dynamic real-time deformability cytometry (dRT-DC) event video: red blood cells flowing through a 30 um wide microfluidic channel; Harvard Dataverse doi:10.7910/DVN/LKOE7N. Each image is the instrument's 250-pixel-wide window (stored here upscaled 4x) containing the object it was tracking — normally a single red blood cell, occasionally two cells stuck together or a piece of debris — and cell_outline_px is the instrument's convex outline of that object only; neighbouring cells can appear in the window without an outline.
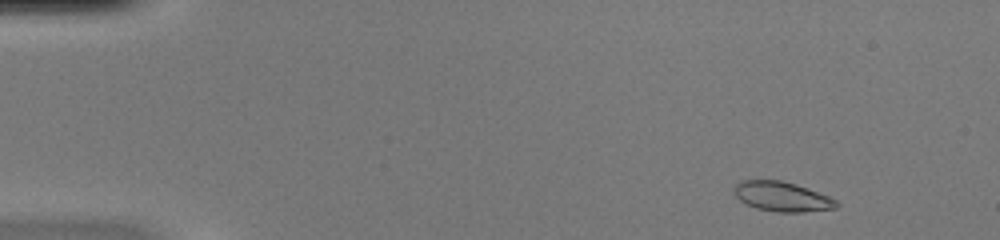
{"species": "common noctule bat (a hibernating species)", "species_latin": "Nyctalus noctula", "temperature_condition": "warm", "stored_images_in_passage": 49, "camera_frame_rate_fps": 3000, "um_per_image_px": 0.085, "animal": {"sex": "female", "body_mass_g": 20.0, "forearm_length_mm": 54.0}, "frame": {"image": 1, "passage_image": 3, "time_ms": 0.667, "image_size_px": [1000, 240], "cell_outline_px": [[840, 204], [836, 208], [800, 212], [776, 212], [756, 208], [740, 200], [732, 192], [732, 188], [740, 180], [780, 180], [796, 184], [828, 196], [836, 200]], "centroid_in_image_um": [66.44, 16.7], "position_along_channel_um": 18.6, "area_um2": 17.69}}
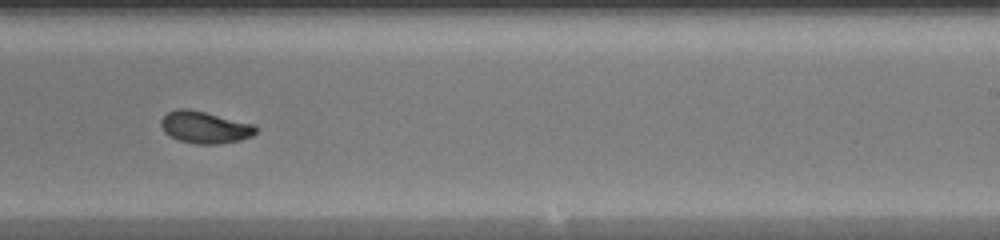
{"frame": {"image": 2, "passage_image": 30, "time_ms": 9.667, "image_size_px": [1000, 240], "cell_outline_px": [[260, 128], [252, 136], [240, 140], [220, 144], [196, 144], [180, 140], [164, 132], [160, 124], [160, 120], [168, 112], [176, 108], [188, 108], [256, 124]], "centroid_in_image_um": [17.45, 10.81], "position_along_channel_um": 271.6, "area_um2": 17.86}}
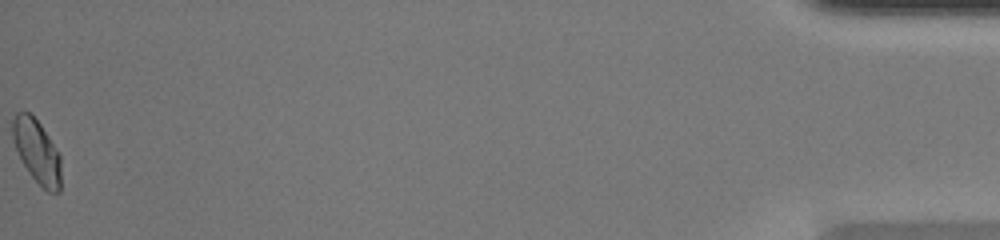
{"frame": {"image": 3, "passage_image": 49, "time_ms": 16.0, "image_size_px": [1000, 240], "cell_outline_px": [[60, 192], [48, 192], [32, 176], [24, 164], [16, 148], [12, 136], [12, 120], [16, 112], [28, 112], [40, 124], [60, 156]], "centroid_in_image_um": [3.13, 12.86], "position_along_channel_um": 432.1, "area_um2": 17.34}, "authors_computed_cell_mechanics": {"area_um2": 17.629, "velocity_mm_per_s": 4.0659, "shape_relaxation_time_tau1_ms": null, "shape_relaxation_time_tau2_ms": 0.7142, "deformation_change_tau1": null, "deformation_change_tau2": 0.0368}}